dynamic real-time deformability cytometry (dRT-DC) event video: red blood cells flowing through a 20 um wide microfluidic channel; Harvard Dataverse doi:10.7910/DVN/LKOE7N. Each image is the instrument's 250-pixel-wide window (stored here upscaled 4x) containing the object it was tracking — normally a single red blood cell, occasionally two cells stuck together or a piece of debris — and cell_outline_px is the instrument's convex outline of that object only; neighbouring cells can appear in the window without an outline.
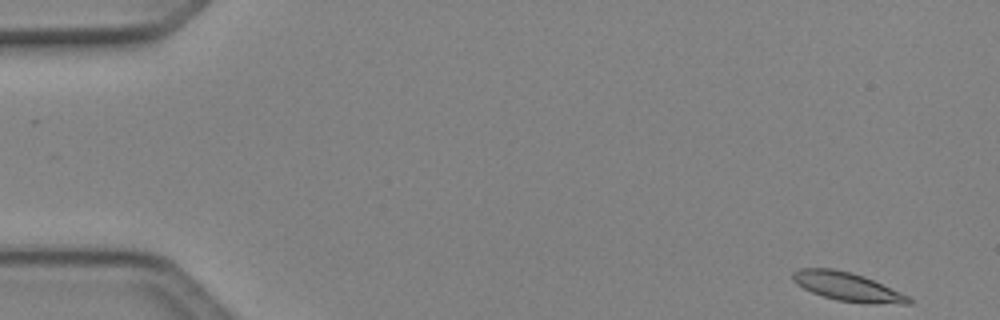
{"species": "Egyptian fruit bat (a non-hibernating species)", "species_latin": "Rousettus aegyptiacus", "temperature_condition": "cold", "stored_images_in_passage": 11, "camera_frame_rate_fps": 3000, "um_per_image_px": 0.085, "animal": {"sex": "female"}, "frame": {"image": 1, "passage_image": 1, "time_ms": 0.0, "image_size_px": [1000, 320], "cell_outline_px": [[912, 304], [868, 304], [836, 300], [812, 292], [796, 284], [792, 280], [792, 272], [800, 268], [832, 268], [852, 272], [864, 276], [900, 292], [908, 296], [912, 300]], "centroid_in_image_um": [72.03, 24.37], "position_along_channel_um": 13.0, "area_um2": 19.42}}